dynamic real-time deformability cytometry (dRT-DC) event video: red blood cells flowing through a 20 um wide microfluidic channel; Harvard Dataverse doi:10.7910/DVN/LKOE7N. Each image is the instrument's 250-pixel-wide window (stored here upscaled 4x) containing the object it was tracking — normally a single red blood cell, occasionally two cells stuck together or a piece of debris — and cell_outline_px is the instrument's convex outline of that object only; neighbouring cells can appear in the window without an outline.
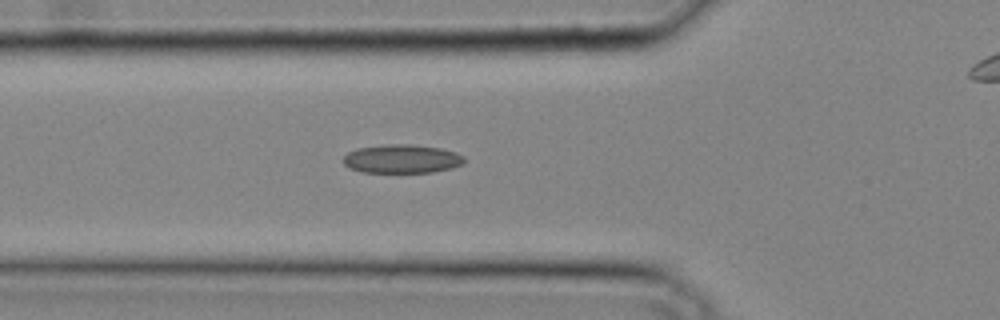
{"species": "common noctule bat (a hibernating species)", "species_latin": "Nyctalus noctula", "temperature_condition": "cold", "stored_images_in_passage": 30, "camera_frame_rate_fps": 3000, "um_per_image_px": 0.085, "animal": {"sex": "male", "body_mass_g": 20.4}, "frame": {"image": 1, "passage_image": 10, "time_ms": 3.0, "image_size_px": [1000, 320], "cell_outline_px": [[464, 164], [452, 168], [432, 172], [364, 172], [348, 168], [344, 164], [344, 156], [348, 152], [356, 148], [388, 144], [412, 144], [440, 148], [456, 152], [464, 156]], "centroid_in_image_um": [34.17, 13.5], "position_along_channel_um": 91.6, "area_um2": 20.29}}
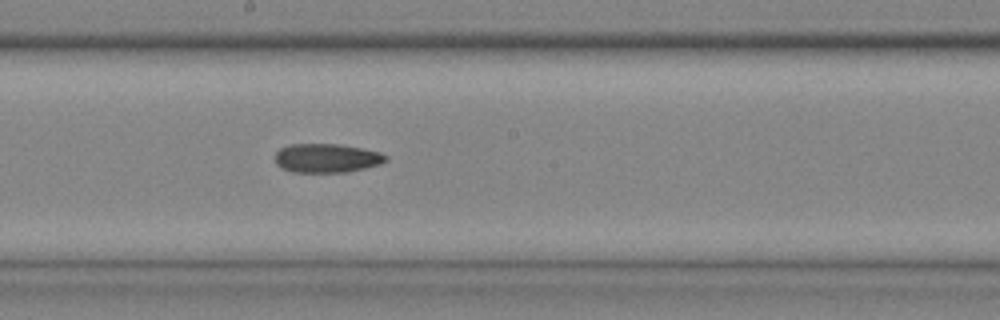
{"frame": {"image": 2, "passage_image": 17, "time_ms": 5.333, "image_size_px": [1000, 320], "cell_outline_px": [[388, 160], [380, 164], [348, 172], [292, 172], [276, 164], [276, 152], [280, 148], [292, 144], [340, 144], [380, 152], [388, 156]], "centroid_in_image_um": [27.79, 13.44], "position_along_channel_um": 220.4, "area_um2": 18.61}}
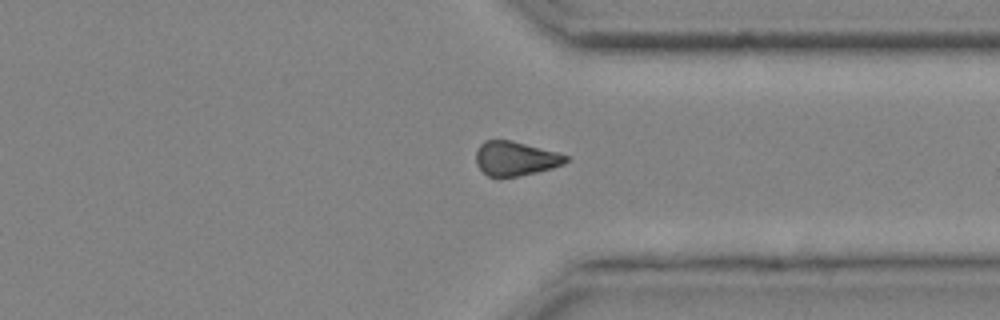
{"frame": {"image": 3, "passage_image": 25, "time_ms": 8.0, "image_size_px": [1000, 320], "cell_outline_px": [[568, 160], [564, 164], [552, 168], [536, 172], [516, 176], [488, 176], [476, 164], [476, 152], [480, 144], [484, 140], [512, 140], [556, 152], [568, 156]], "centroid_in_image_um": [43.8, 13.46], "position_along_channel_um": 367.6, "area_um2": 17.74}}